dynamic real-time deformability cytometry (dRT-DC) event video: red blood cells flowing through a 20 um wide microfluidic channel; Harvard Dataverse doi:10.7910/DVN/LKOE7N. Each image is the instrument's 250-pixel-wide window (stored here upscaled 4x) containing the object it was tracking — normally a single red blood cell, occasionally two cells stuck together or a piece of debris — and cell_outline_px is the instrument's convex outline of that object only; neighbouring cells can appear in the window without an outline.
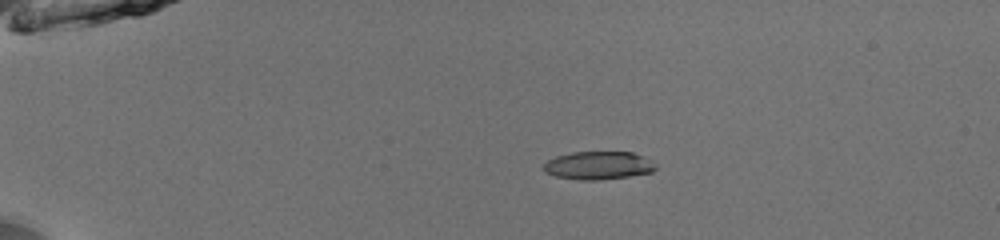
{"species": "common noctule bat (a hibernating species)", "species_latin": "Nyctalus noctula", "temperature_condition": "room temperature", "stored_images_in_passage": 41, "camera_frame_rate_fps": 3000, "um_per_image_px": 0.085, "animal": {"sex": "male", "body_mass_g": 13.0, "forearm_length_mm": 53.1}, "frame": {"image": 1, "passage_image": 9, "time_ms": 2.667, "image_size_px": [1000, 240], "cell_outline_px": [[656, 168], [652, 172], [628, 176], [600, 180], [580, 180], [556, 176], [544, 172], [544, 164], [548, 160], [556, 156], [572, 152], [632, 152], [644, 156], [656, 164]], "centroid_in_image_um": [50.87, 14.06], "position_along_channel_um": 34.1, "area_um2": 18.32}}
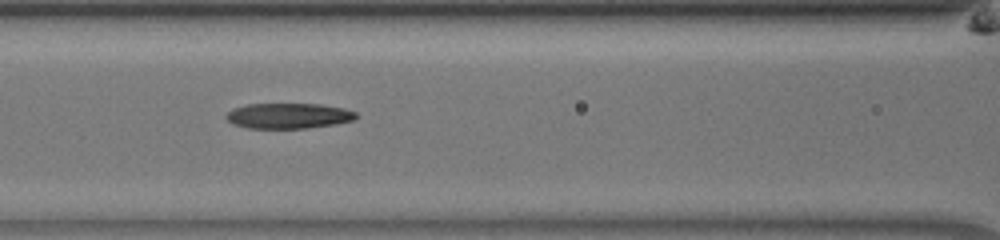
{"frame": {"image": 2, "passage_image": 22, "time_ms": 7.0, "image_size_px": [1000, 240], "cell_outline_px": [[356, 116], [352, 120], [336, 124], [308, 128], [248, 128], [232, 124], [224, 116], [228, 112], [236, 108], [248, 104], [320, 104], [344, 108], [356, 112]], "centroid_in_image_um": [24.52, 9.85], "position_along_channel_um": 142.1, "area_um2": 19.13}}
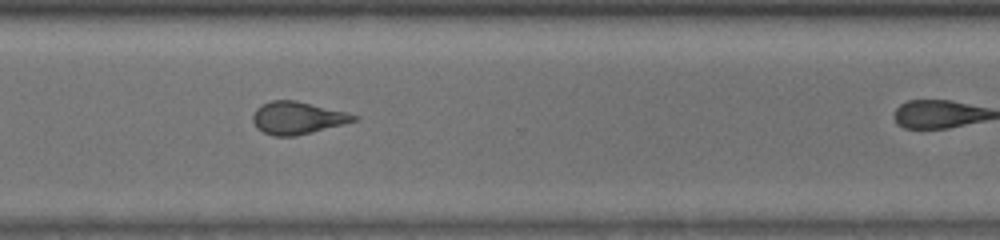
{"frame": {"image": 3, "passage_image": 37, "time_ms": 12.0, "image_size_px": [1000, 240], "cell_outline_px": [[360, 120], [296, 136], [276, 136], [264, 132], [256, 128], [252, 120], [252, 116], [256, 108], [272, 100], [296, 100], [360, 116]], "centroid_in_image_um": [25.29, 10.03], "position_along_channel_um": 345.3, "area_um2": 19.02}}